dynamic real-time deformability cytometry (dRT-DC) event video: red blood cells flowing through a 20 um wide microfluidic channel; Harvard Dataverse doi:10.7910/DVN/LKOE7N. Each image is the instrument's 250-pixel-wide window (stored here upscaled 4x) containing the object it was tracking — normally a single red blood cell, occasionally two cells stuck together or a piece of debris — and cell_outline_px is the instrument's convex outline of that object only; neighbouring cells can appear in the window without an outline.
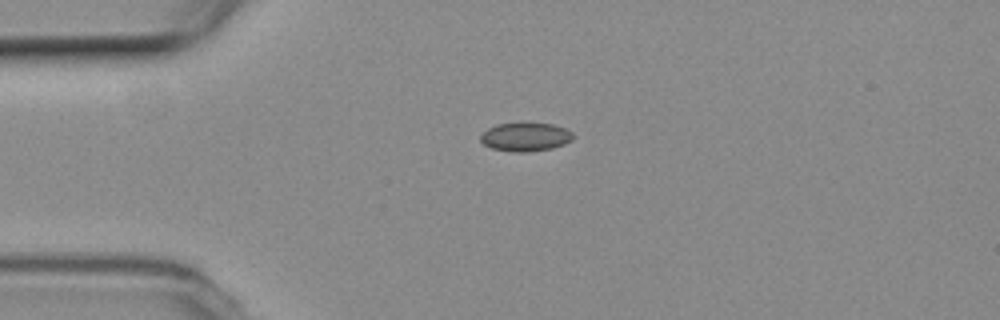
{"species": "common noctule bat (a hibernating species)", "species_latin": "Nyctalus noctula", "temperature_condition": "room temperature", "stored_images_in_passage": 43, "camera_frame_rate_fps": 3000, "um_per_image_px": 0.085, "animal": {"sex": "female", "body_mass_g": 19.3, "forearm_length_mm": 54.1}, "frame": {"image": 1, "passage_image": 1, "time_ms": 0.0, "image_size_px": [1000, 320], "cell_outline_px": [[576, 136], [572, 140], [564, 144], [552, 148], [528, 152], [512, 152], [492, 148], [484, 144], [480, 140], [480, 136], [488, 128], [496, 124], [552, 124], [564, 128], [572, 132]], "centroid_in_image_um": [44.68, 11.65], "position_along_channel_um": 40.3, "area_um2": 15.26}}
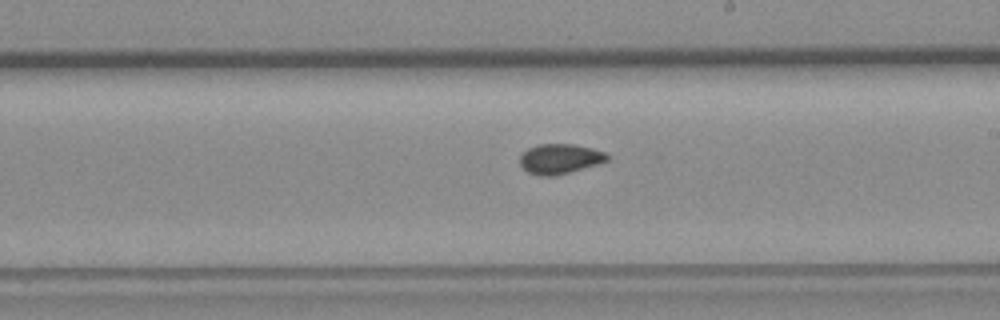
{"frame": {"image": 2, "passage_image": 19, "time_ms": 6.0, "image_size_px": [1000, 320], "cell_outline_px": [[608, 160], [600, 164], [556, 176], [540, 176], [528, 172], [520, 164], [520, 152], [528, 148], [540, 144], [572, 144], [592, 148], [604, 152], [608, 156]], "centroid_in_image_um": [47.58, 13.51], "position_along_channel_um": 241.4, "area_um2": 15.37}}
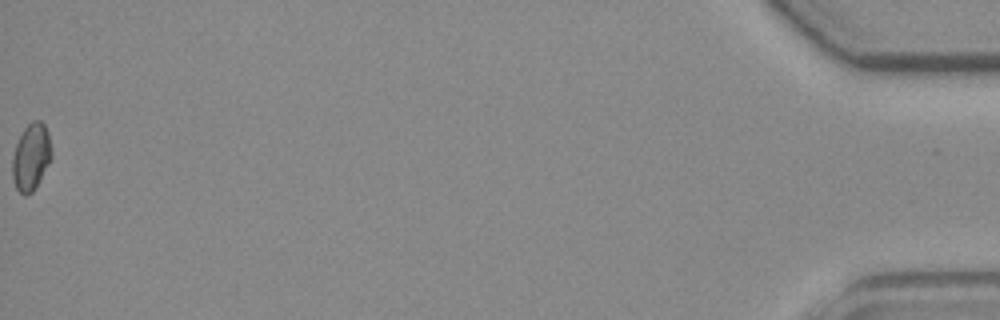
{"frame": {"image": 3, "passage_image": 43, "time_ms": 14.0, "image_size_px": [1000, 320], "cell_outline_px": [[52, 156], [36, 188], [32, 192], [24, 196], [16, 188], [12, 176], [12, 156], [16, 144], [24, 128], [32, 120], [40, 120], [44, 124], [48, 132], [52, 152]], "centroid_in_image_um": [2.64, 13.34], "position_along_channel_um": 432.6, "area_um2": 15.32}, "authors_computed_cell_mechanics": {"area_um2": 14.9702, "velocity_mm_per_s": 3.7599, "shape_relaxation_time_tau1_ms": null, "shape_relaxation_time_tau2_ms": 5.9223, "deformation_change_tau1": null, "deformation_change_tau2": 0.0587}}